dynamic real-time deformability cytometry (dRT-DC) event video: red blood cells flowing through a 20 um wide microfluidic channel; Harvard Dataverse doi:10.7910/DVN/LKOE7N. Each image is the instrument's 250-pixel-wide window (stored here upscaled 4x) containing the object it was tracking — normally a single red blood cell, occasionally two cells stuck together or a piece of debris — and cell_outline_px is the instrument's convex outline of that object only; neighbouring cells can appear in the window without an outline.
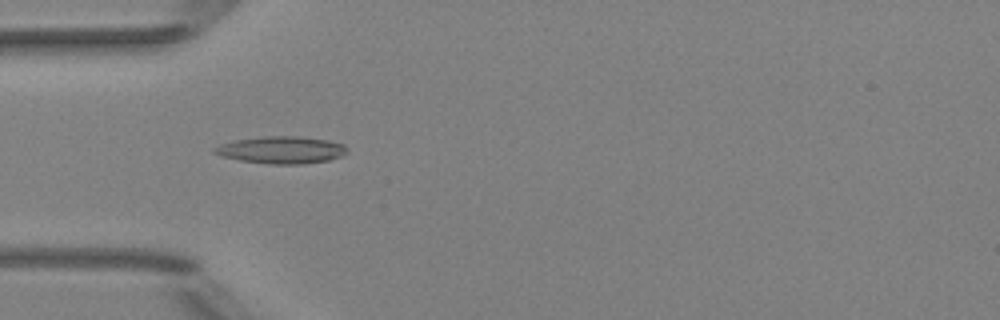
{"species": "Egyptian fruit bat (a non-hibernating species)", "species_latin": "Rousettus aegyptiacus", "temperature_condition": "room temperature", "stored_images_in_passage": 52, "camera_frame_rate_fps": 3000, "um_per_image_px": 0.085, "animal": {"sex": "female"}, "frame": {"image": 1, "passage_image": 17, "time_ms": 5.333, "image_size_px": [1000, 320], "cell_outline_px": [[348, 152], [344, 156], [328, 160], [304, 164], [268, 164], [240, 160], [220, 156], [212, 152], [212, 148], [220, 144], [232, 140], [264, 136], [300, 136], [328, 140], [344, 144]], "centroid_in_image_um": [23.9, 12.74], "position_along_channel_um": 61.1, "area_um2": 21.33}}
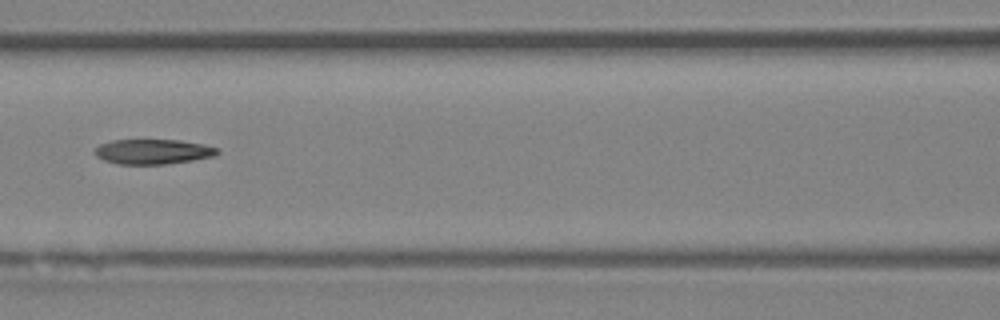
{"frame": {"image": 2, "passage_image": 24, "time_ms": 7.667, "image_size_px": [1000, 320], "cell_outline_px": [[220, 152], [216, 156], [192, 160], [164, 164], [116, 164], [104, 160], [96, 156], [92, 152], [100, 144], [112, 140], [180, 140], [204, 144], [220, 148]], "centroid_in_image_um": [13.02, 12.89], "position_along_channel_um": 153.6, "area_um2": 17.98}}
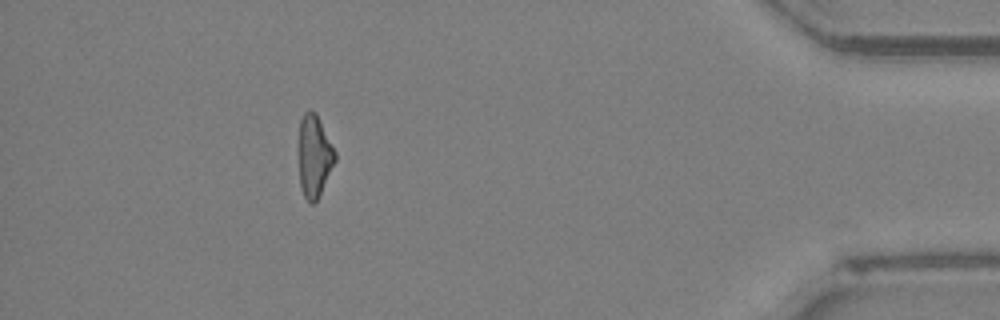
{"frame": {"image": 3, "passage_image": 47, "time_ms": 15.333, "image_size_px": [1000, 320], "cell_outline_px": [[336, 160], [316, 200], [312, 204], [308, 204], [300, 188], [300, 120], [304, 112], [312, 108], [316, 112], [336, 152]], "centroid_in_image_um": [26.72, 13.24], "position_along_channel_um": 408.5, "area_um2": 17.11}}